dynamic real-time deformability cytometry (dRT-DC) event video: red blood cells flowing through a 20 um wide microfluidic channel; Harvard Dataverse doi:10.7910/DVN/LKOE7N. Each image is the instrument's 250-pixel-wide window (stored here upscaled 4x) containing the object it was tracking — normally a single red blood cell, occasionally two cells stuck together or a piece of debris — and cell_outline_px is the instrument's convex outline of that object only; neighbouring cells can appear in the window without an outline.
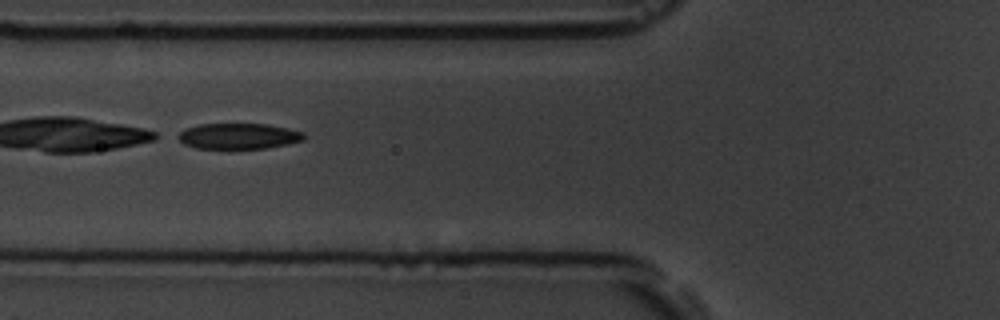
{"species": "common noctule bat (a hibernating species)", "species_latin": "Nyctalus noctula", "temperature_condition": "room temperature", "stored_images_in_passage": 54, "camera_frame_rate_fps": 3000, "um_per_image_px": 0.085, "animal": {"sex": "male", "body_mass_g": 19.5, "forearm_length_mm": 54.6}, "frame": {"image": 1, "passage_image": 21, "time_ms": 6.667, "image_size_px": [1000, 320], "cell_outline_px": [[304, 140], [288, 144], [268, 148], [196, 148], [184, 144], [172, 136], [184, 128], [200, 124], [268, 124], [288, 128], [304, 132]], "centroid_in_image_um": [20.22, 11.56], "position_along_channel_um": 105.6, "area_um2": 19.13}}
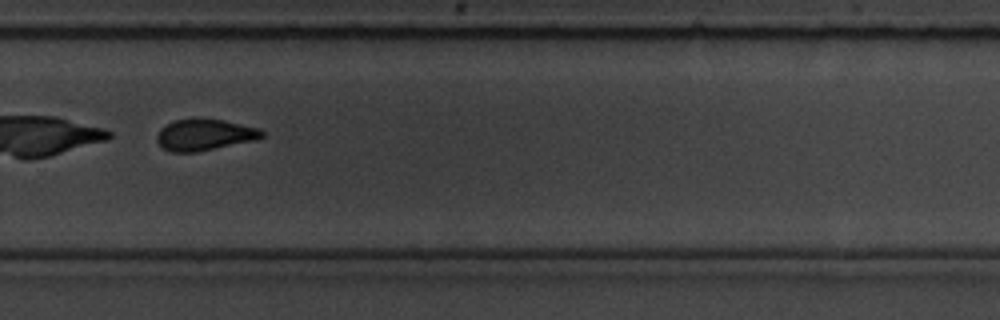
{"frame": {"image": 2, "passage_image": 38, "time_ms": 12.333, "image_size_px": [1000, 320], "cell_outline_px": [[264, 136], [256, 140], [196, 152], [172, 152], [164, 148], [156, 140], [156, 136], [160, 128], [176, 120], [200, 116], [224, 120], [260, 128], [264, 132]], "centroid_in_image_um": [17.4, 11.43], "position_along_channel_um": 312.4, "area_um2": 19.54}}